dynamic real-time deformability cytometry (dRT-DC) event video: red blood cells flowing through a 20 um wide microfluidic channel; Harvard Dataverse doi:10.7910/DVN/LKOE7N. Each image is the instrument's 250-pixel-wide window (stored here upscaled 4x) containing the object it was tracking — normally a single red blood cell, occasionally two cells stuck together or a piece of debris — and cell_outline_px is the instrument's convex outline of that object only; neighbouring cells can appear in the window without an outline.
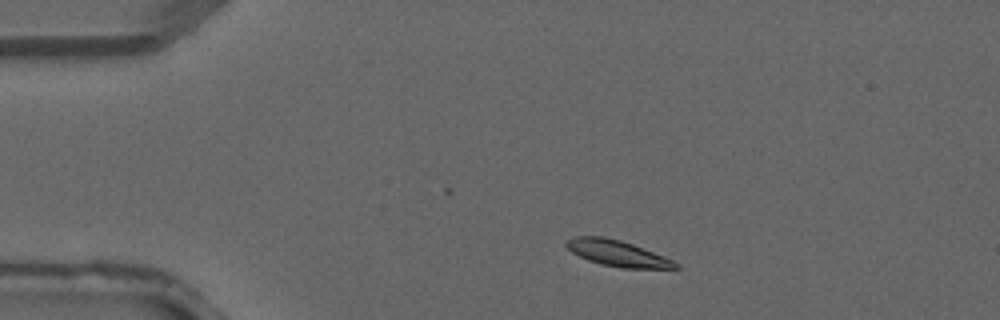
{"species": "common noctule bat (a hibernating species)", "species_latin": "Nyctalus noctula", "temperature_condition": "warm", "stored_images_in_passage": 2, "camera_frame_rate_fps": 3000, "um_per_image_px": 0.085, "animal": {"sex": "male", "forearm_length_mm": 52.5}, "frame": {"image": 1, "passage_image": 1, "time_ms": 0.0, "image_size_px": [1000, 320], "cell_outline_px": [[680, 268], [620, 268], [600, 264], [588, 260], [572, 252], [564, 244], [568, 240], [576, 236], [604, 236], [620, 240], [632, 244], [664, 256], [680, 264]], "centroid_in_image_um": [52.48, 21.53], "position_along_channel_um": 32.5, "area_um2": 16.42}}